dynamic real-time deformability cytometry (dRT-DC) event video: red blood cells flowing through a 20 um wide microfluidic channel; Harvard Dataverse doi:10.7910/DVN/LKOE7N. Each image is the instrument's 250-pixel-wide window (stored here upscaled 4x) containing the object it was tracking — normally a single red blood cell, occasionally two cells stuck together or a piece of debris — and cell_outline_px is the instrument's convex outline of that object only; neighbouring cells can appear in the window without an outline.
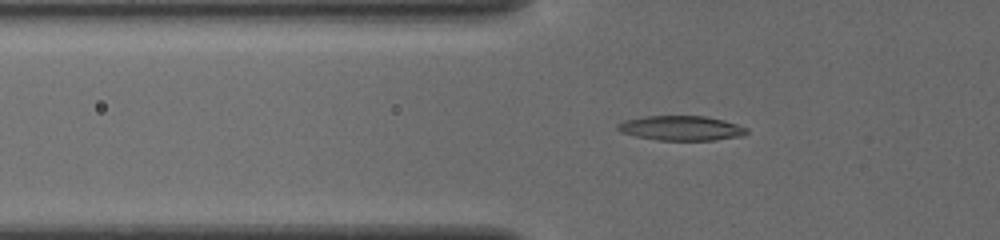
{"species": "common noctule bat (a hibernating species)", "species_latin": "Nyctalus noctula", "temperature_condition": "cold", "stored_images_in_passage": 42, "segment_of_instrument_passage": [1, 2], "camera_frame_rate_fps": 3000, "um_per_image_px": 0.085, "animal": {"sex": "female", "body_mass_g": 19.5, "forearm_length_mm": 54.1}, "frame": {"image": 1, "passage_image": 6, "time_ms": 1.667, "image_size_px": [1000, 240], "cell_outline_px": [[748, 132], [740, 136], [712, 140], [656, 140], [636, 136], [620, 132], [616, 128], [616, 124], [624, 120], [644, 116], [704, 116], [724, 120], [748, 128]], "centroid_in_image_um": [57.86, 10.89], "position_along_channel_um": 67.9, "area_um2": 18.55}}
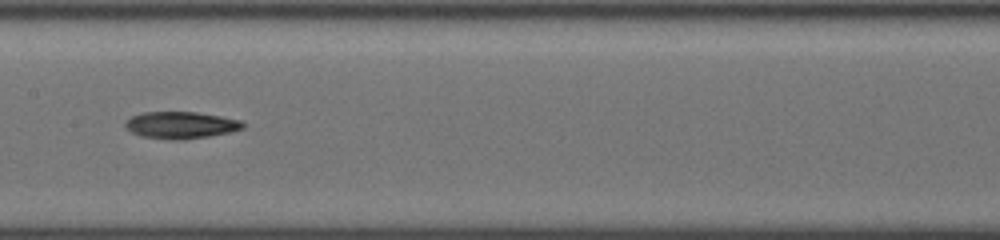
{"frame": {"image": 2, "passage_image": 16, "time_ms": 5.0, "image_size_px": [1000, 240], "cell_outline_px": [[244, 128], [228, 132], [208, 136], [180, 140], [172, 140], [140, 136], [132, 132], [124, 124], [132, 116], [144, 112], [196, 112], [220, 116], [240, 120], [244, 124]], "centroid_in_image_um": [15.37, 10.63], "position_along_channel_um": 192.0, "area_um2": 18.21}}
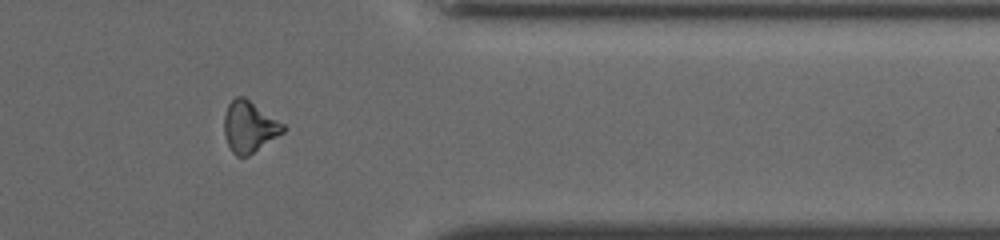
{"frame": {"image": 3, "passage_image": 32, "time_ms": 10.333, "image_size_px": [1000, 240], "cell_outline_px": [[288, 128], [284, 132], [248, 156], [236, 156], [232, 152], [224, 136], [224, 116], [228, 104], [236, 96], [244, 96], [284, 124]], "centroid_in_image_um": [21.19, 10.77], "position_along_channel_um": 390.2, "area_um2": 17.57}}